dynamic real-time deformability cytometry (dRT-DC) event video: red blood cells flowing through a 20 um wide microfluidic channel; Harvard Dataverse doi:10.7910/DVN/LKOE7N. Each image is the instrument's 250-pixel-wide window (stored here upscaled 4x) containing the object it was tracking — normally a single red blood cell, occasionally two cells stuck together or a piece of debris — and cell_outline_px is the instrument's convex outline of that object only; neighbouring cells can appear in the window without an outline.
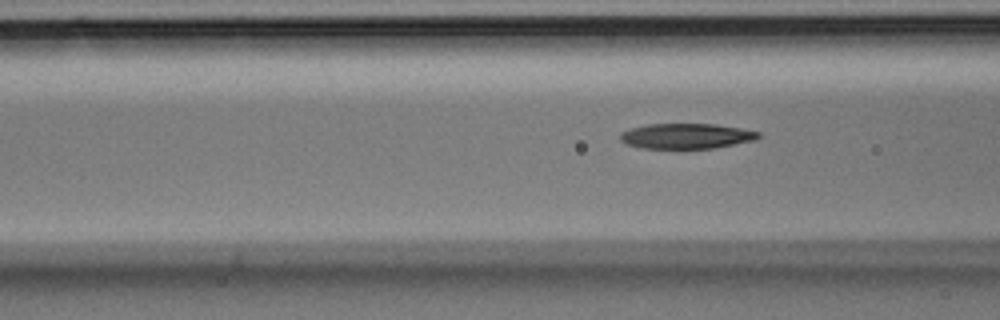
{"species": "Egyptian fruit bat (a non-hibernating species)", "species_latin": "Rousettus aegyptiacus", "temperature_condition": "room temperature", "stored_images_in_passage": 5, "camera_frame_rate_fps": 3000, "um_per_image_px": 0.085, "animal": {"sex": "male"}, "frame": {"image": 1, "passage_image": 5, "time_ms": 1.333, "image_size_px": [1000, 320], "cell_outline_px": [[760, 136], [756, 140], [712, 148], [644, 148], [628, 144], [620, 140], [620, 132], [632, 128], [648, 124], [716, 124], [740, 128], [760, 132]], "centroid_in_image_um": [58.35, 11.56], "position_along_channel_um": 108.2, "area_um2": 20.17}}